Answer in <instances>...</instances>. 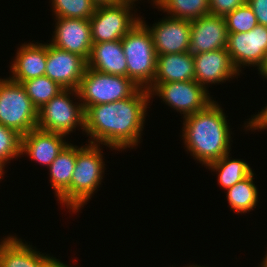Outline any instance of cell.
<instances>
[{"mask_svg": "<svg viewBox=\"0 0 267 267\" xmlns=\"http://www.w3.org/2000/svg\"><path fill=\"white\" fill-rule=\"evenodd\" d=\"M150 100L149 91L138 88L123 100L89 106L85 110L84 128L90 138L88 143L118 151L138 146Z\"/></svg>", "mask_w": 267, "mask_h": 267, "instance_id": "6da1fadb", "label": "cell"}, {"mask_svg": "<svg viewBox=\"0 0 267 267\" xmlns=\"http://www.w3.org/2000/svg\"><path fill=\"white\" fill-rule=\"evenodd\" d=\"M226 118L216 101L183 118L182 139L186 151L204 166L231 151V129Z\"/></svg>", "mask_w": 267, "mask_h": 267, "instance_id": "7a4b0ae2", "label": "cell"}, {"mask_svg": "<svg viewBox=\"0 0 267 267\" xmlns=\"http://www.w3.org/2000/svg\"><path fill=\"white\" fill-rule=\"evenodd\" d=\"M127 62V77L141 89H148L155 78L157 53L148 27L140 20L121 39Z\"/></svg>", "mask_w": 267, "mask_h": 267, "instance_id": "3957f363", "label": "cell"}, {"mask_svg": "<svg viewBox=\"0 0 267 267\" xmlns=\"http://www.w3.org/2000/svg\"><path fill=\"white\" fill-rule=\"evenodd\" d=\"M100 144L89 143L77 151L70 183V210L78 212L99 188L105 171Z\"/></svg>", "mask_w": 267, "mask_h": 267, "instance_id": "277c9868", "label": "cell"}, {"mask_svg": "<svg viewBox=\"0 0 267 267\" xmlns=\"http://www.w3.org/2000/svg\"><path fill=\"white\" fill-rule=\"evenodd\" d=\"M70 95L80 99L77 90L63 89L38 110L37 129L66 136L76 127H80L84 132V107L81 101L74 103Z\"/></svg>", "mask_w": 267, "mask_h": 267, "instance_id": "5b68a950", "label": "cell"}, {"mask_svg": "<svg viewBox=\"0 0 267 267\" xmlns=\"http://www.w3.org/2000/svg\"><path fill=\"white\" fill-rule=\"evenodd\" d=\"M38 110L21 83L0 78V124L25 135L37 128Z\"/></svg>", "mask_w": 267, "mask_h": 267, "instance_id": "8992f818", "label": "cell"}, {"mask_svg": "<svg viewBox=\"0 0 267 267\" xmlns=\"http://www.w3.org/2000/svg\"><path fill=\"white\" fill-rule=\"evenodd\" d=\"M138 88L128 77L105 74L87 67L77 91L86 110L89 106L128 98Z\"/></svg>", "mask_w": 267, "mask_h": 267, "instance_id": "52a82bcc", "label": "cell"}, {"mask_svg": "<svg viewBox=\"0 0 267 267\" xmlns=\"http://www.w3.org/2000/svg\"><path fill=\"white\" fill-rule=\"evenodd\" d=\"M147 90L150 97H161L163 103L179 111L183 118L206 109L214 101L207 88L196 80L152 84Z\"/></svg>", "mask_w": 267, "mask_h": 267, "instance_id": "ba28073f", "label": "cell"}, {"mask_svg": "<svg viewBox=\"0 0 267 267\" xmlns=\"http://www.w3.org/2000/svg\"><path fill=\"white\" fill-rule=\"evenodd\" d=\"M132 8V4L122 2L97 6L89 20L92 42L121 40L140 21Z\"/></svg>", "mask_w": 267, "mask_h": 267, "instance_id": "9c48e42d", "label": "cell"}, {"mask_svg": "<svg viewBox=\"0 0 267 267\" xmlns=\"http://www.w3.org/2000/svg\"><path fill=\"white\" fill-rule=\"evenodd\" d=\"M226 50L239 73L242 66H256L259 70L267 56V27L256 25L249 32L228 33Z\"/></svg>", "mask_w": 267, "mask_h": 267, "instance_id": "30bf717a", "label": "cell"}, {"mask_svg": "<svg viewBox=\"0 0 267 267\" xmlns=\"http://www.w3.org/2000/svg\"><path fill=\"white\" fill-rule=\"evenodd\" d=\"M87 68V61L74 53L47 43L45 76L64 89L77 90Z\"/></svg>", "mask_w": 267, "mask_h": 267, "instance_id": "8fae6325", "label": "cell"}, {"mask_svg": "<svg viewBox=\"0 0 267 267\" xmlns=\"http://www.w3.org/2000/svg\"><path fill=\"white\" fill-rule=\"evenodd\" d=\"M148 27L153 37V44L157 55L188 52L191 36V21L186 19H175L171 17L162 18Z\"/></svg>", "mask_w": 267, "mask_h": 267, "instance_id": "7c38bea8", "label": "cell"}, {"mask_svg": "<svg viewBox=\"0 0 267 267\" xmlns=\"http://www.w3.org/2000/svg\"><path fill=\"white\" fill-rule=\"evenodd\" d=\"M55 30L51 45L77 54L86 61L89 58L92 39L91 26L87 19L55 18Z\"/></svg>", "mask_w": 267, "mask_h": 267, "instance_id": "4fadbf2b", "label": "cell"}, {"mask_svg": "<svg viewBox=\"0 0 267 267\" xmlns=\"http://www.w3.org/2000/svg\"><path fill=\"white\" fill-rule=\"evenodd\" d=\"M228 30L225 18L206 15L191 20V36L189 50L191 54H199L226 48Z\"/></svg>", "mask_w": 267, "mask_h": 267, "instance_id": "5bb4252c", "label": "cell"}, {"mask_svg": "<svg viewBox=\"0 0 267 267\" xmlns=\"http://www.w3.org/2000/svg\"><path fill=\"white\" fill-rule=\"evenodd\" d=\"M193 56L195 80L205 88L210 84L226 82L230 78L240 75L234 67L226 48Z\"/></svg>", "mask_w": 267, "mask_h": 267, "instance_id": "9a60e30c", "label": "cell"}, {"mask_svg": "<svg viewBox=\"0 0 267 267\" xmlns=\"http://www.w3.org/2000/svg\"><path fill=\"white\" fill-rule=\"evenodd\" d=\"M61 133L31 130L22 136L21 155H28L31 160L43 166H50L55 158L69 144Z\"/></svg>", "mask_w": 267, "mask_h": 267, "instance_id": "2e32d148", "label": "cell"}, {"mask_svg": "<svg viewBox=\"0 0 267 267\" xmlns=\"http://www.w3.org/2000/svg\"><path fill=\"white\" fill-rule=\"evenodd\" d=\"M47 62V44L24 43L18 48L11 65L12 77L17 83H22L33 78L45 76Z\"/></svg>", "mask_w": 267, "mask_h": 267, "instance_id": "e0dca14e", "label": "cell"}, {"mask_svg": "<svg viewBox=\"0 0 267 267\" xmlns=\"http://www.w3.org/2000/svg\"><path fill=\"white\" fill-rule=\"evenodd\" d=\"M36 250L16 235L7 236L0 242V267H44L53 256Z\"/></svg>", "mask_w": 267, "mask_h": 267, "instance_id": "ac0fdd59", "label": "cell"}, {"mask_svg": "<svg viewBox=\"0 0 267 267\" xmlns=\"http://www.w3.org/2000/svg\"><path fill=\"white\" fill-rule=\"evenodd\" d=\"M87 67L101 73L127 77V62L121 40L93 43Z\"/></svg>", "mask_w": 267, "mask_h": 267, "instance_id": "d6986e66", "label": "cell"}, {"mask_svg": "<svg viewBox=\"0 0 267 267\" xmlns=\"http://www.w3.org/2000/svg\"><path fill=\"white\" fill-rule=\"evenodd\" d=\"M81 147L68 144L48 167L50 183L57 200L70 209V183L75 169L77 151Z\"/></svg>", "mask_w": 267, "mask_h": 267, "instance_id": "ffe728a7", "label": "cell"}, {"mask_svg": "<svg viewBox=\"0 0 267 267\" xmlns=\"http://www.w3.org/2000/svg\"><path fill=\"white\" fill-rule=\"evenodd\" d=\"M195 80L194 56L190 52L157 55L152 84Z\"/></svg>", "mask_w": 267, "mask_h": 267, "instance_id": "44dd1931", "label": "cell"}, {"mask_svg": "<svg viewBox=\"0 0 267 267\" xmlns=\"http://www.w3.org/2000/svg\"><path fill=\"white\" fill-rule=\"evenodd\" d=\"M230 152L219 160L213 161L206 168L218 174L219 185L227 190L253 173L250 165L242 159H230ZM218 172V173H217Z\"/></svg>", "mask_w": 267, "mask_h": 267, "instance_id": "7402d4cb", "label": "cell"}, {"mask_svg": "<svg viewBox=\"0 0 267 267\" xmlns=\"http://www.w3.org/2000/svg\"><path fill=\"white\" fill-rule=\"evenodd\" d=\"M171 18L194 20L210 14L209 0H151Z\"/></svg>", "mask_w": 267, "mask_h": 267, "instance_id": "603a6c76", "label": "cell"}, {"mask_svg": "<svg viewBox=\"0 0 267 267\" xmlns=\"http://www.w3.org/2000/svg\"><path fill=\"white\" fill-rule=\"evenodd\" d=\"M253 177L254 173L227 189V201L234 212L244 214L256 207L259 198Z\"/></svg>", "mask_w": 267, "mask_h": 267, "instance_id": "cb8c5ba5", "label": "cell"}, {"mask_svg": "<svg viewBox=\"0 0 267 267\" xmlns=\"http://www.w3.org/2000/svg\"><path fill=\"white\" fill-rule=\"evenodd\" d=\"M33 105L39 110L64 88L47 76L33 78L21 83Z\"/></svg>", "mask_w": 267, "mask_h": 267, "instance_id": "d4e9b609", "label": "cell"}, {"mask_svg": "<svg viewBox=\"0 0 267 267\" xmlns=\"http://www.w3.org/2000/svg\"><path fill=\"white\" fill-rule=\"evenodd\" d=\"M55 18H77L90 20L96 4L92 0H51Z\"/></svg>", "mask_w": 267, "mask_h": 267, "instance_id": "484cf974", "label": "cell"}, {"mask_svg": "<svg viewBox=\"0 0 267 267\" xmlns=\"http://www.w3.org/2000/svg\"><path fill=\"white\" fill-rule=\"evenodd\" d=\"M224 18L228 33L249 32L258 25L257 18L247 2L228 13Z\"/></svg>", "mask_w": 267, "mask_h": 267, "instance_id": "4316f807", "label": "cell"}, {"mask_svg": "<svg viewBox=\"0 0 267 267\" xmlns=\"http://www.w3.org/2000/svg\"><path fill=\"white\" fill-rule=\"evenodd\" d=\"M22 135L0 124V161L5 165L21 156Z\"/></svg>", "mask_w": 267, "mask_h": 267, "instance_id": "83f0119b", "label": "cell"}, {"mask_svg": "<svg viewBox=\"0 0 267 267\" xmlns=\"http://www.w3.org/2000/svg\"><path fill=\"white\" fill-rule=\"evenodd\" d=\"M245 3L246 0H209L210 14L225 17Z\"/></svg>", "mask_w": 267, "mask_h": 267, "instance_id": "f1b7e54d", "label": "cell"}, {"mask_svg": "<svg viewBox=\"0 0 267 267\" xmlns=\"http://www.w3.org/2000/svg\"><path fill=\"white\" fill-rule=\"evenodd\" d=\"M257 18L258 25L267 27V0H246Z\"/></svg>", "mask_w": 267, "mask_h": 267, "instance_id": "f546056e", "label": "cell"}, {"mask_svg": "<svg viewBox=\"0 0 267 267\" xmlns=\"http://www.w3.org/2000/svg\"><path fill=\"white\" fill-rule=\"evenodd\" d=\"M249 121H246V125L244 128L246 130H265L267 129V106L264 107L258 114L254 115L251 119H248ZM249 128V129H248Z\"/></svg>", "mask_w": 267, "mask_h": 267, "instance_id": "4dcf8cb0", "label": "cell"}, {"mask_svg": "<svg viewBox=\"0 0 267 267\" xmlns=\"http://www.w3.org/2000/svg\"><path fill=\"white\" fill-rule=\"evenodd\" d=\"M44 267H70L66 264H63L59 261V259H56V257H52Z\"/></svg>", "mask_w": 267, "mask_h": 267, "instance_id": "1f68e13d", "label": "cell"}, {"mask_svg": "<svg viewBox=\"0 0 267 267\" xmlns=\"http://www.w3.org/2000/svg\"><path fill=\"white\" fill-rule=\"evenodd\" d=\"M96 6L100 5H112L118 3V0H92Z\"/></svg>", "mask_w": 267, "mask_h": 267, "instance_id": "d6a6232c", "label": "cell"}, {"mask_svg": "<svg viewBox=\"0 0 267 267\" xmlns=\"http://www.w3.org/2000/svg\"><path fill=\"white\" fill-rule=\"evenodd\" d=\"M259 74L267 79V56L265 58L264 64L261 66V68L258 70Z\"/></svg>", "mask_w": 267, "mask_h": 267, "instance_id": "836d02e7", "label": "cell"}, {"mask_svg": "<svg viewBox=\"0 0 267 267\" xmlns=\"http://www.w3.org/2000/svg\"><path fill=\"white\" fill-rule=\"evenodd\" d=\"M5 166H6V165L0 161V180L3 179V178H1V177H3V175H5V174H4V173H5V172H4V171H5V170H4V169H5Z\"/></svg>", "mask_w": 267, "mask_h": 267, "instance_id": "e575fe53", "label": "cell"}, {"mask_svg": "<svg viewBox=\"0 0 267 267\" xmlns=\"http://www.w3.org/2000/svg\"><path fill=\"white\" fill-rule=\"evenodd\" d=\"M263 262H261L260 267H267V252L266 255L263 257Z\"/></svg>", "mask_w": 267, "mask_h": 267, "instance_id": "d590c367", "label": "cell"}, {"mask_svg": "<svg viewBox=\"0 0 267 267\" xmlns=\"http://www.w3.org/2000/svg\"><path fill=\"white\" fill-rule=\"evenodd\" d=\"M136 1L138 0H118V2H122V3H130V4H134Z\"/></svg>", "mask_w": 267, "mask_h": 267, "instance_id": "8d00e7d4", "label": "cell"}, {"mask_svg": "<svg viewBox=\"0 0 267 267\" xmlns=\"http://www.w3.org/2000/svg\"><path fill=\"white\" fill-rule=\"evenodd\" d=\"M188 267H205V266H199V265H190V266H188Z\"/></svg>", "mask_w": 267, "mask_h": 267, "instance_id": "74e56055", "label": "cell"}]
</instances>
